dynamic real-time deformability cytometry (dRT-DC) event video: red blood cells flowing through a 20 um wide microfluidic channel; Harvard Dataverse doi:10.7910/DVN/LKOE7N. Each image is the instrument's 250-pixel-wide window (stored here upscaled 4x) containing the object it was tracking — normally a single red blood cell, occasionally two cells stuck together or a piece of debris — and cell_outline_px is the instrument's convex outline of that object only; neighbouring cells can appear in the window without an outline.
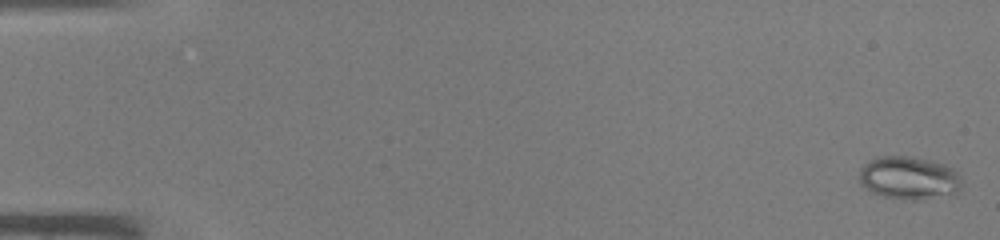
{"species": "common noctule bat (a hibernating species)", "species_latin": "Nyctalus noctula", "temperature_condition": "warm", "stored_images_in_passage": 45, "camera_frame_rate_fps": 3000, "um_per_image_px": 0.085, "animal": {"sex": "male", "body_mass_g": 19.0, "forearm_length_mm": 50.8}, "frame": {"image": 1, "passage_image": 1, "time_ms": 0.0, "image_size_px": [1000, 240], "cell_outline_px": [[960, 192], [916, 200], [912, 200], [884, 196], [872, 192], [860, 184], [860, 168], [864, 164], [880, 156], [912, 156], [944, 164], [952, 168], [956, 172], [960, 180]], "centroid_in_image_um": [77.24, 15.11], "position_along_channel_um": 7.8, "area_um2": 25.32}}
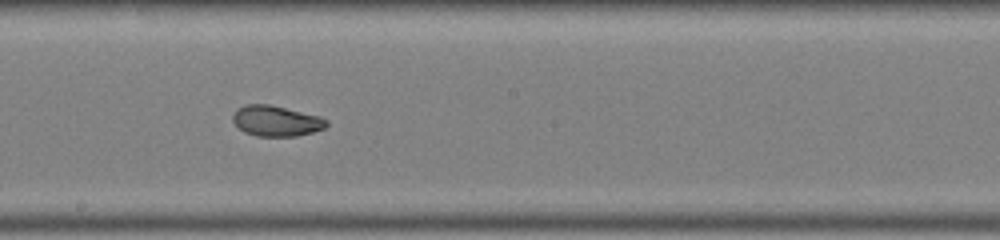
{"frame": {"image": 2, "passage_image": 26, "time_ms": 8.333, "image_size_px": [1000, 240], "cell_outline_px": [[328, 124], [324, 128], [312, 132], [296, 136], [256, 136], [244, 132], [232, 120], [232, 116], [236, 108], [244, 104], [268, 104], [320, 116], [328, 120]], "centroid_in_image_um": [23.45, 10.27], "position_along_channel_um": 224.7, "area_um2": 16.7}}
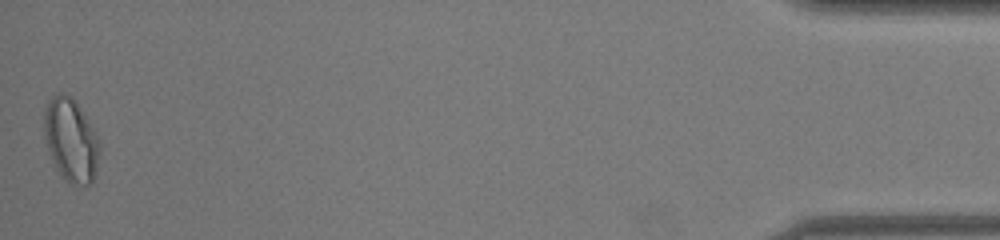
{"frame": {"image": 3, "passage_image": 45, "time_ms": 14.667, "image_size_px": [1000, 240], "cell_outline_px": [[100, 152], [96, 168], [92, 180], [88, 184], [68, 184], [56, 168], [52, 160], [44, 136], [44, 112], [48, 100], [52, 96], [60, 92], [72, 96], [88, 120], [100, 144]], "centroid_in_image_um": [6.01, 11.88], "position_along_channel_um": 429.2, "area_um2": 26.65}}